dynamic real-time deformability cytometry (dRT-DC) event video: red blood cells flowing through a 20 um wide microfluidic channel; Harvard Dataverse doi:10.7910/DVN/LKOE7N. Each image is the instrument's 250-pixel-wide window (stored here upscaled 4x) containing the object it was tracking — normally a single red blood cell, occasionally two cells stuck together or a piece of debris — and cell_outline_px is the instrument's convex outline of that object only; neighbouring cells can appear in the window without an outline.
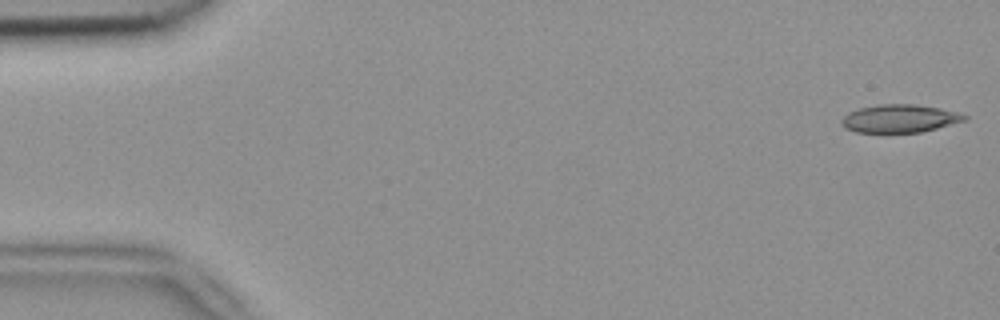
{"species": "common noctule bat (a hibernating species)", "species_latin": "Nyctalus noctula", "temperature_condition": "room temperature", "stored_images_in_passage": 4, "camera_frame_rate_fps": 3000, "um_per_image_px": 0.085, "animal": {"sex": "female", "body_mass_g": 18.4}, "frame": {"image": 1, "passage_image": 1, "time_ms": 0.0, "image_size_px": [1000, 320], "cell_outline_px": [[968, 120], [920, 132], [856, 132], [844, 128], [840, 124], [840, 120], [848, 112], [860, 108], [880, 104], [916, 104], [940, 108], [956, 112], [968, 116]], "centroid_in_image_um": [76.45, 10.07], "position_along_channel_um": 8.5, "area_um2": 20.06}}
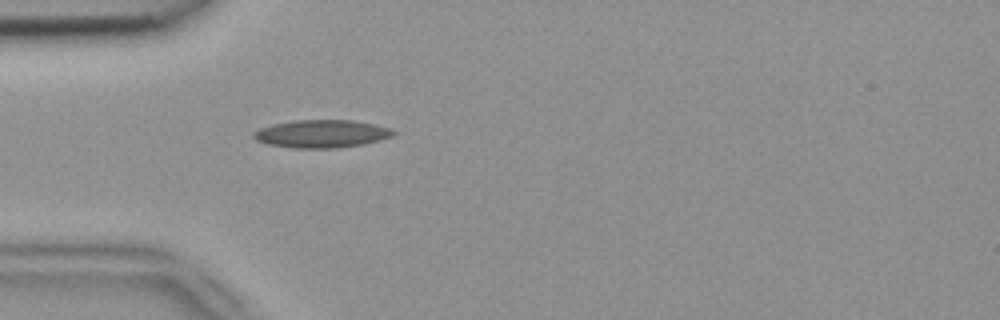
{"frame": {"image": 2, "passage_image": 4, "time_ms": 1.0, "image_size_px": [1000, 320], "cell_outline_px": [[396, 132], [392, 136], [380, 140], [364, 144], [336, 148], [292, 148], [268, 144], [256, 140], [252, 136], [252, 132], [260, 128], [272, 124], [296, 120], [352, 120], [392, 128]], "centroid_in_image_um": [27.32, 11.37], "position_along_channel_um": 57.7, "area_um2": 22.72}}